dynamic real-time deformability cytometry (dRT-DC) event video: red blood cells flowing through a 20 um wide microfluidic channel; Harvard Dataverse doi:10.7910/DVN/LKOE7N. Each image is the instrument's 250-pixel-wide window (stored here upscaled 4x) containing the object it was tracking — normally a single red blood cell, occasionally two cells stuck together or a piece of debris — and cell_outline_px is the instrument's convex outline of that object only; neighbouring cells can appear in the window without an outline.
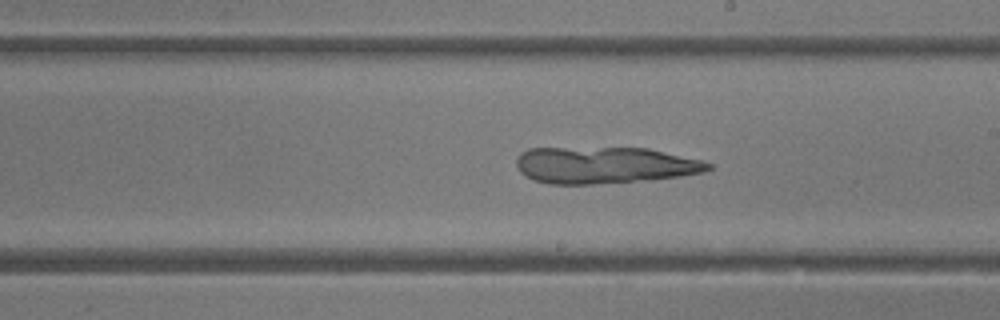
{"species": "common noctule bat (a hibernating species)", "species_latin": "Nyctalus noctula", "temperature_condition": "room temperature", "stored_images_in_passage": 47, "camera_frame_rate_fps": 3000, "um_per_image_px": 0.085, "animal": {"sex": "female"}, "frame": {"image": 1, "passage_image": 26, "time_ms": 8.333, "image_size_px": [1000, 320], "cell_outline_px": [[712, 168], [704, 172], [680, 176], [644, 180], [592, 184], [548, 184], [532, 180], [524, 176], [520, 172], [516, 164], [516, 160], [520, 152], [528, 148], [648, 148], [700, 160], [712, 164]], "centroid_in_image_um": [51.33, 14.04], "position_along_channel_um": 237.7, "area_um2": 40.98}}
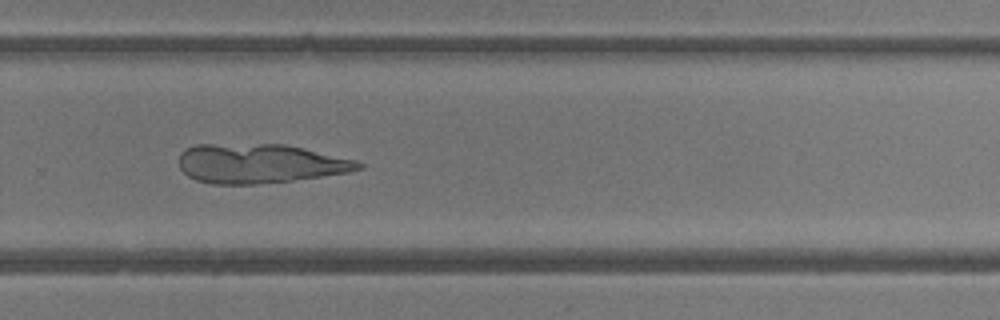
{"frame": {"image": 2, "passage_image": 31, "time_ms": 10.0, "image_size_px": [1000, 320], "cell_outline_px": [[364, 168], [348, 172], [292, 180], [260, 184], [212, 184], [196, 180], [188, 176], [180, 168], [180, 152], [184, 148], [196, 144], [284, 144], [356, 160], [364, 164]], "centroid_in_image_um": [22.05, 13.9], "position_along_channel_um": 307.8, "area_um2": 41.04}}